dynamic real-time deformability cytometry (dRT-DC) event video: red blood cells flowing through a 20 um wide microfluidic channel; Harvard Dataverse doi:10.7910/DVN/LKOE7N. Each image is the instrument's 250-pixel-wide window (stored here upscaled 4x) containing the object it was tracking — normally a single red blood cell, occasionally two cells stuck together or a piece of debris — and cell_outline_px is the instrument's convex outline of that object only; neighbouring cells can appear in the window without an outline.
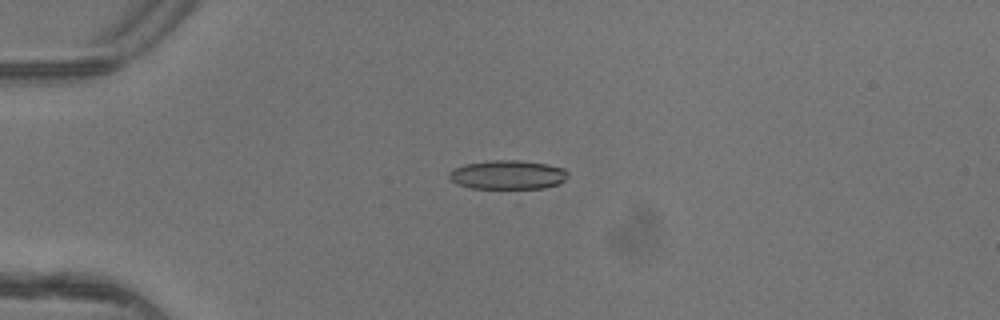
{"species": "common noctule bat (a hibernating species)", "species_latin": "Nyctalus noctula", "temperature_condition": "warm", "stored_images_in_passage": 5, "camera_frame_rate_fps": 3000, "um_per_image_px": 0.085, "animal": {"sex": "female"}, "frame": {"image": 1, "passage_image": 4, "time_ms": 1.0, "image_size_px": [1000, 320], "cell_outline_px": [[568, 176], [560, 184], [516, 204], [456, 184], [448, 176], [448, 172], [452, 168], [464, 164], [488, 160], [516, 160], [544, 164], [564, 168], [568, 172]], "centroid_in_image_um": [43.2, 15.16], "position_along_channel_um": 41.8, "area_um2": 25.14}}